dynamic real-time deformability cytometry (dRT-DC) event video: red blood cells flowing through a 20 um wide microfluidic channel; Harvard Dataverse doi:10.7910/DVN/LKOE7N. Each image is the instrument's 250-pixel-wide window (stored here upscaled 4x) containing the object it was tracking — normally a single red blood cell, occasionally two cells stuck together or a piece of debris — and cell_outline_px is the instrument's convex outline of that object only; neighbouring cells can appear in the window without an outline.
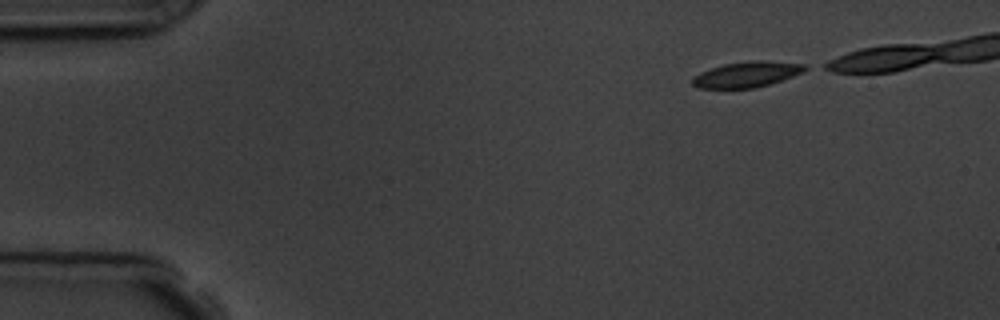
{"species": "common noctule bat (a hibernating species)", "species_latin": "Nyctalus noctula", "temperature_condition": "room temperature", "stored_images_in_passage": 8, "camera_frame_rate_fps": 3000, "um_per_image_px": 0.085, "animal": {"sex": "male", "body_mass_g": 19.5, "forearm_length_mm": 54.6}, "frame": {"image": 1, "passage_image": 1, "time_ms": 0.0, "image_size_px": [1000, 320], "cell_outline_px": [[812, 68], [804, 72], [756, 88], [700, 88], [692, 84], [692, 76], [700, 72], [724, 64], [752, 60], [768, 60], [808, 64]], "centroid_in_image_um": [63.54, 6.3], "position_along_channel_um": 21.5, "area_um2": 16.99}}